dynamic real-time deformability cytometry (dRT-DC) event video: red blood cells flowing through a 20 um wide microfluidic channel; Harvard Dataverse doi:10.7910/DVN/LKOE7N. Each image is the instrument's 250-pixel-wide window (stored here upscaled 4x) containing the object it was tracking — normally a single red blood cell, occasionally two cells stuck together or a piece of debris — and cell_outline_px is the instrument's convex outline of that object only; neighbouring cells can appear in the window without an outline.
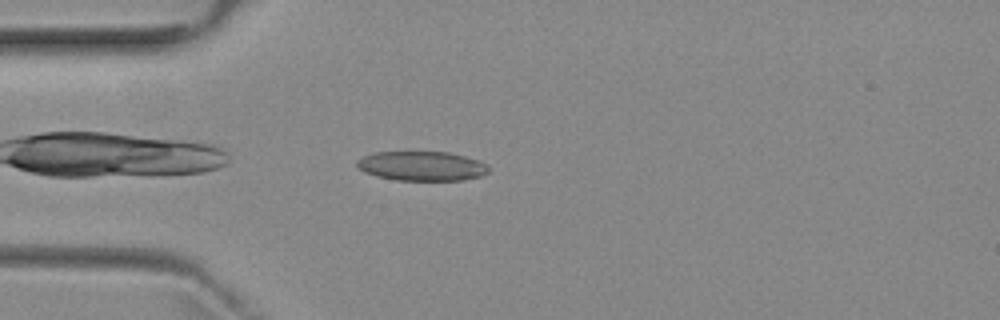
{"species": "common noctule bat (a hibernating species)", "species_latin": "Nyctalus noctula", "temperature_condition": "room temperature", "stored_images_in_passage": 2, "camera_frame_rate_fps": 3000, "um_per_image_px": 0.085, "animal": {"sex": "female", "body_mass_g": 29.2, "forearm_length_mm": 56.3}, "frame": {"image": 1, "passage_image": 1, "time_ms": 0.0, "image_size_px": [1000, 320], "cell_outline_px": [[488, 172], [480, 176], [464, 180], [396, 180], [376, 176], [364, 172], [356, 168], [356, 160], [372, 152], [448, 152], [480, 160], [488, 164]], "centroid_in_image_um": [35.83, 14.11], "position_along_channel_um": 49.2, "area_um2": 22.77}}